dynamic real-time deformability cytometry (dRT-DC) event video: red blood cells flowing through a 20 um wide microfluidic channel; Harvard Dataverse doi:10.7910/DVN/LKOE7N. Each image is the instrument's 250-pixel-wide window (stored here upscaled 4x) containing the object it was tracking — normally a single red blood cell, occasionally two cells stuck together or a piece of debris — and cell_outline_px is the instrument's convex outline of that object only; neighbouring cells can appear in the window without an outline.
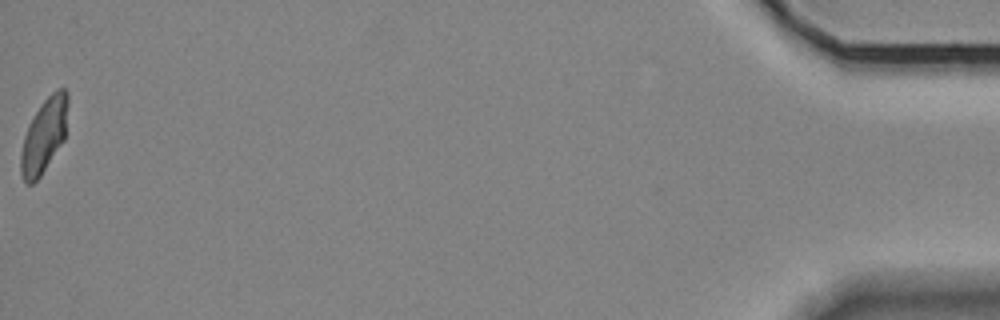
{"species": "Egyptian fruit bat (a non-hibernating species)", "species_latin": "Rousettus aegyptiacus", "temperature_condition": "room temperature", "stored_images_in_passage": 40, "camera_frame_rate_fps": 3000, "um_per_image_px": 0.085, "animal": {"sex": "female"}, "frame": {"image": 1, "passage_image": 40, "time_ms": 13.0, "image_size_px": [1000, 320], "cell_outline_px": [[68, 104], [64, 140], [40, 176], [32, 184], [28, 184], [24, 180], [20, 172], [20, 156], [24, 136], [28, 124], [44, 100], [56, 88], [64, 88], [68, 92]], "centroid_in_image_um": [3.74, 11.5], "position_along_channel_um": 431.5, "area_um2": 20.23}}